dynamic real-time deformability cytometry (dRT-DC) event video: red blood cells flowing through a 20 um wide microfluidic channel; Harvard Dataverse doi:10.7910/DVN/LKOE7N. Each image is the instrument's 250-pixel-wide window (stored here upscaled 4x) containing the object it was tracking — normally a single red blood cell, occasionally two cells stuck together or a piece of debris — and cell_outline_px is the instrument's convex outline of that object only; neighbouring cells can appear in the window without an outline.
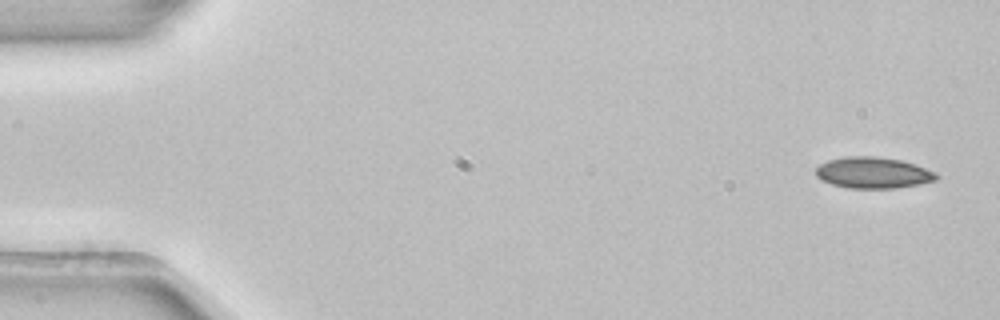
{"species": "common noctule bat (a hibernating species)", "species_latin": "Nyctalus noctula", "temperature_condition": "room temperature", "stored_images_in_passage": 5, "camera_frame_rate_fps": 3000, "um_per_image_px": 0.085, "animal": {"sex": "female", "body_mass_g": 22.7, "forearm_length_mm": 54.2}, "frame": {"image": 1, "passage_image": 1, "time_ms": 0.0, "image_size_px": [1000, 320], "cell_outline_px": [[940, 176], [936, 180], [896, 188], [848, 188], [832, 184], [820, 180], [816, 176], [816, 168], [820, 164], [828, 160], [848, 156], [872, 156], [900, 160], [936, 172]], "centroid_in_image_um": [74.18, 14.69], "position_along_channel_um": 10.8, "area_um2": 21.73}}